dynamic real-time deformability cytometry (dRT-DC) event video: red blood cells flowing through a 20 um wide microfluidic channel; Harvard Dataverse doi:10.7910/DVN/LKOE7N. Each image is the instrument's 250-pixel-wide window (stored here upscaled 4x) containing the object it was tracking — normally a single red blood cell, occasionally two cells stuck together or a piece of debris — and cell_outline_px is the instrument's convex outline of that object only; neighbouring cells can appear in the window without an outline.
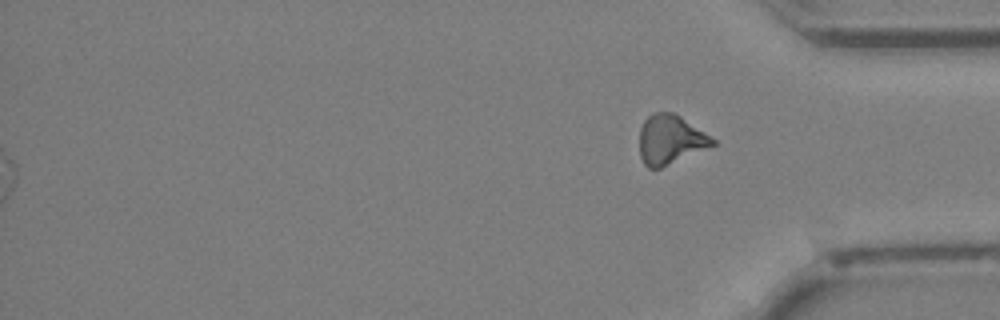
{"species": "Egyptian fruit bat (a non-hibernating species)", "species_latin": "Rousettus aegyptiacus", "temperature_condition": "cold", "stored_images_in_passage": 42, "segment_of_instrument_passage": [2, 2], "camera_frame_rate_fps": 3000, "um_per_image_px": 0.085, "animal": {"sex": "female"}, "frame": {"image": 1, "passage_image": 42, "time_ms": 13.667, "image_size_px": [1000, 320], "cell_outline_px": [[716, 144], [660, 168], [648, 168], [644, 164], [640, 156], [640, 128], [644, 120], [652, 112], [672, 112], [680, 116], [716, 140]], "centroid_in_image_um": [56.95, 11.86], "position_along_channel_um": 378.2, "area_um2": 20.75}}